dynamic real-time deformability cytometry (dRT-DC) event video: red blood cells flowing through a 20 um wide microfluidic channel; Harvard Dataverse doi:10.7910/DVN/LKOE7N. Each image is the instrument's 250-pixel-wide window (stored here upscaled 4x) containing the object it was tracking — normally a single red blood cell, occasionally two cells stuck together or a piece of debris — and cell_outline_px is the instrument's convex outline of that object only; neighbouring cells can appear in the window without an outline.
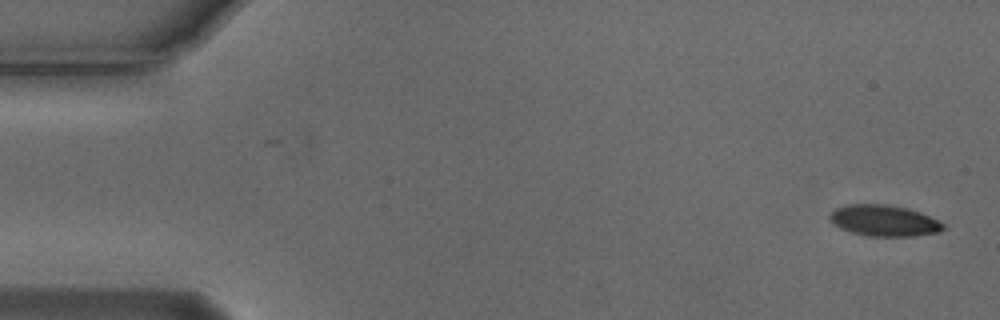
{"species": "Egyptian fruit bat (a non-hibernating species)", "species_latin": "Rousettus aegyptiacus", "temperature_condition": "cold", "stored_images_in_passage": 4, "camera_frame_rate_fps": 3000, "um_per_image_px": 0.085, "animal": {"sex": "male"}, "frame": {"image": 1, "passage_image": 1, "time_ms": 0.0, "image_size_px": [1000, 320], "cell_outline_px": [[944, 228], [936, 232], [912, 236], [868, 236], [852, 232], [840, 228], [828, 216], [836, 208], [848, 204], [884, 204], [908, 208], [920, 212], [944, 224]], "centroid_in_image_um": [75.13, 18.74], "position_along_channel_um": 9.9, "area_um2": 20.23}}
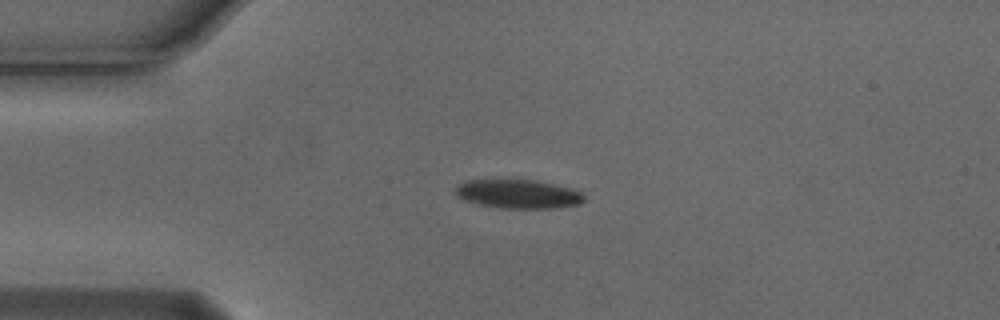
{"frame": {"image": 2, "passage_image": 4, "time_ms": 1.0, "image_size_px": [1000, 320], "cell_outline_px": [[584, 200], [580, 204], [552, 208], [500, 208], [480, 204], [464, 200], [456, 196], [456, 188], [460, 184], [468, 180], [536, 180], [568, 188], [580, 192], [584, 196]], "centroid_in_image_um": [44.03, 16.49], "position_along_channel_um": 41.0, "area_um2": 21.27}}